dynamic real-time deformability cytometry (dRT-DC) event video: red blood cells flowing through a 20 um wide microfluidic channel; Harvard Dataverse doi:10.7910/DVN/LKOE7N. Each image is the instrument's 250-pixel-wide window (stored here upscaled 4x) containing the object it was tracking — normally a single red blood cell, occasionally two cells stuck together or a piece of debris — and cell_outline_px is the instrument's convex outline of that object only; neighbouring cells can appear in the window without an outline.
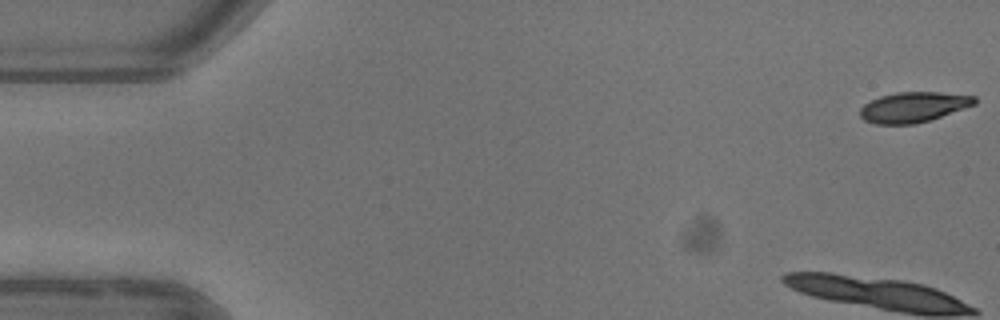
{"species": "common noctule bat (a hibernating species)", "species_latin": "Nyctalus noctula", "temperature_condition": "warm", "stored_images_in_passage": 5, "camera_frame_rate_fps": 3000, "um_per_image_px": 0.085, "animal": {"sex": "female"}, "frame": {"image": 1, "passage_image": 1, "time_ms": 0.0, "image_size_px": [1000, 320], "cell_outline_px": [[976, 104], [916, 124], [876, 124], [864, 120], [860, 116], [860, 108], [864, 104], [880, 96], [896, 92], [940, 92], [976, 96]], "centroid_in_image_um": [77.62, 9.1], "position_along_channel_um": 7.4, "area_um2": 20.06}}